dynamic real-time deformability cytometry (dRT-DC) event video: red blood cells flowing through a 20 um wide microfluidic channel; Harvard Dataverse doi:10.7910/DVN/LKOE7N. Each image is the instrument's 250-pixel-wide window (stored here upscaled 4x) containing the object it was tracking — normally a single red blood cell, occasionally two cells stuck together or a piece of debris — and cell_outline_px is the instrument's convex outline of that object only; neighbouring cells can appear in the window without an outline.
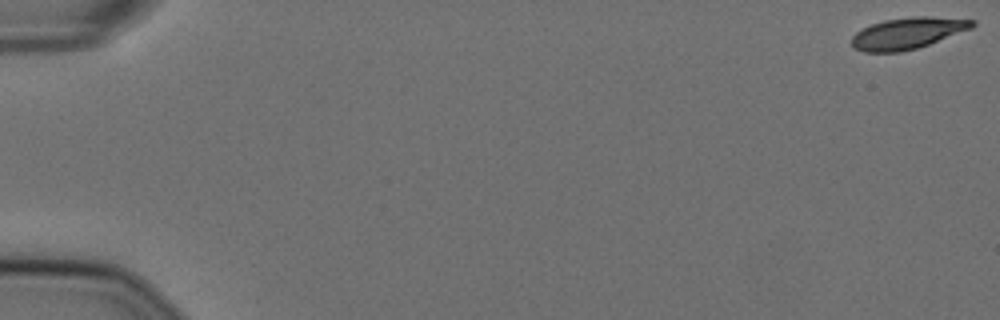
{"species": "Egyptian fruit bat (a non-hibernating species)", "species_latin": "Rousettus aegyptiacus", "temperature_condition": "cold", "stored_images_in_passage": 4, "camera_frame_rate_fps": 3000, "um_per_image_px": 0.085, "animal": {"sex": "female"}, "frame": {"image": 1, "passage_image": 1, "time_ms": 0.0, "image_size_px": [1000, 320], "cell_outline_px": [[976, 24], [972, 28], [928, 44], [916, 48], [900, 52], [864, 52], [856, 48], [852, 44], [852, 36], [856, 32], [872, 24], [884, 20], [912, 16], [928, 16], [976, 20]], "centroid_in_image_um": [77.16, 2.81], "position_along_channel_um": 7.8, "area_um2": 21.85}}